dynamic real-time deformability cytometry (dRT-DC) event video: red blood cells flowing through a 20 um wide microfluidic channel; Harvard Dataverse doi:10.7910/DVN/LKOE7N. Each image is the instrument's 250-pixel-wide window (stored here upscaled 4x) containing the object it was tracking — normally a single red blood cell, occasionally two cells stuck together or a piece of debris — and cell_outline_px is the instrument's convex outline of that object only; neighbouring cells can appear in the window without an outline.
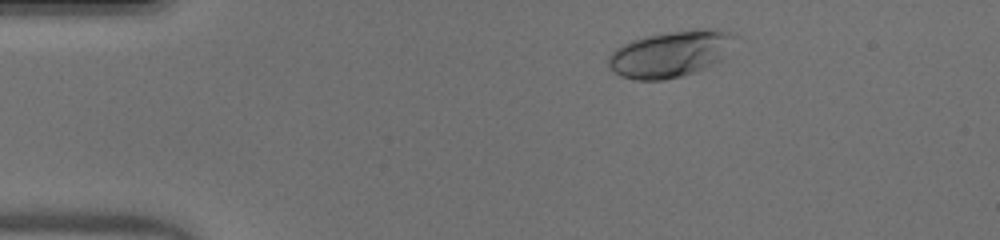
{"species": "human", "species_latin": "Homo sapiens", "temperature_condition": "warm", "stored_images_in_passage": 38, "camera_frame_rate_fps": 3000, "um_per_image_px": 0.085, "donor": {"sex": "male"}, "frame": {"image": 1, "passage_image": 5, "time_ms": 1.333, "image_size_px": [1000, 240], "cell_outline_px": [[740, 36], [724, 56], [720, 60], [696, 72], [664, 80], [636, 80], [620, 76], [608, 68], [608, 56], [616, 48], [632, 40], [648, 36], [668, 32], [692, 28], [720, 28]], "centroid_in_image_um": [57.03, 4.56], "position_along_channel_um": 28.0, "area_um2": 34.56}}
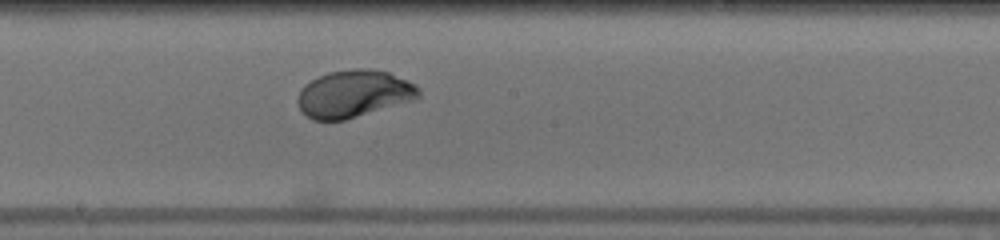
{"frame": {"image": 2, "passage_image": 24, "time_ms": 7.667, "image_size_px": [1000, 240], "cell_outline_px": [[420, 96], [416, 100], [344, 120], [312, 120], [300, 108], [296, 100], [300, 88], [304, 84], [328, 72], [352, 68], [368, 68], [388, 72], [408, 80], [420, 88]], "centroid_in_image_um": [30.09, 7.96], "position_along_channel_um": 218.1, "area_um2": 33.58}}
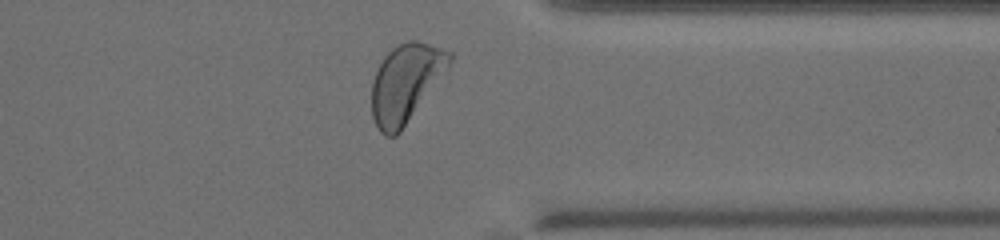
{"frame": {"image": 3, "passage_image": 36, "time_ms": 11.667, "image_size_px": [1000, 240], "cell_outline_px": [[452, 60], [448, 68], [400, 132], [396, 136], [384, 136], [380, 132], [372, 116], [372, 80], [384, 56], [392, 48], [408, 40], [416, 40], [452, 52]], "centroid_in_image_um": [34.47, 7.05], "position_along_channel_um": 376.9, "area_um2": 34.97}, "authors_computed_cell_mechanics": {"area_um2": 33.0327, "velocity_mm_per_s": 4.0849, "shape_relaxation_time_tau1_ms": 2.5625, "shape_relaxation_time_tau2_ms": null, "deformation_change_tau1": 0.1785, "deformation_change_tau2": null}}